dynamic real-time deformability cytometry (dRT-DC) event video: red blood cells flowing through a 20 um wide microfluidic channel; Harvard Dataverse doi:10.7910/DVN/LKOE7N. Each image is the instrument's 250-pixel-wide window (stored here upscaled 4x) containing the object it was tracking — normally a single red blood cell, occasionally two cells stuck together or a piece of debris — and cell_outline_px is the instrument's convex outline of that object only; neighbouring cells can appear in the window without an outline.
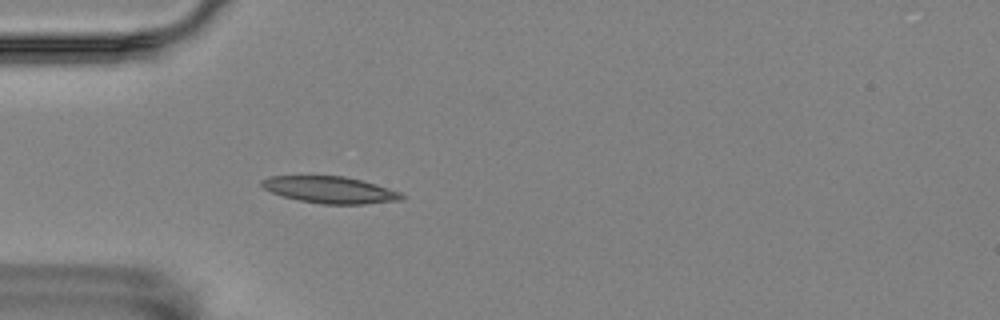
{"species": "Egyptian fruit bat (a non-hibernating species)", "species_latin": "Rousettus aegyptiacus", "temperature_condition": "room temperature", "stored_images_in_passage": 2, "camera_frame_rate_fps": 3000, "um_per_image_px": 0.085, "animal": {"sex": "female"}, "frame": {"image": 1, "passage_image": 2, "time_ms": 0.333, "image_size_px": [1000, 320], "cell_outline_px": [[404, 200], [364, 204], [320, 204], [300, 200], [284, 196], [272, 192], [264, 188], [260, 184], [260, 180], [268, 176], [344, 176], [376, 184], [400, 192], [404, 196]], "centroid_in_image_um": [28.06, 16.14], "position_along_channel_um": 56.9, "area_um2": 21.73}}